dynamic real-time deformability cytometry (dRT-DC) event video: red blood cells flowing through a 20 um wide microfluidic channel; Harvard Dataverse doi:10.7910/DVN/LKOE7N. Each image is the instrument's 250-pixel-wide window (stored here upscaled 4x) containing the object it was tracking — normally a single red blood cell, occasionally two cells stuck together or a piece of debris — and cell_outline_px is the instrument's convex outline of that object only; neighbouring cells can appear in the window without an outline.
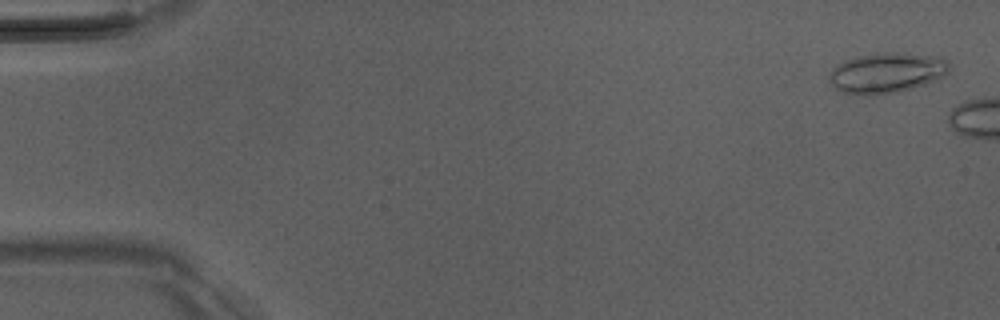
{"species": "Egyptian fruit bat (a non-hibernating species)", "species_latin": "Rousettus aegyptiacus", "temperature_condition": "room temperature", "stored_images_in_passage": 6, "camera_frame_rate_fps": 3000, "um_per_image_px": 0.085, "animal": {"sex": "male"}, "frame": {"image": 1, "passage_image": 2, "time_ms": 0.333, "image_size_px": [1000, 320], "cell_outline_px": [[948, 72], [944, 76], [924, 84], [912, 88], [896, 92], [868, 96], [840, 92], [828, 80], [828, 76], [832, 68], [844, 60], [876, 52], [896, 52], [944, 56], [948, 64]], "centroid_in_image_um": [75.35, 6.18], "position_along_channel_um": 9.6, "area_um2": 28.5}}